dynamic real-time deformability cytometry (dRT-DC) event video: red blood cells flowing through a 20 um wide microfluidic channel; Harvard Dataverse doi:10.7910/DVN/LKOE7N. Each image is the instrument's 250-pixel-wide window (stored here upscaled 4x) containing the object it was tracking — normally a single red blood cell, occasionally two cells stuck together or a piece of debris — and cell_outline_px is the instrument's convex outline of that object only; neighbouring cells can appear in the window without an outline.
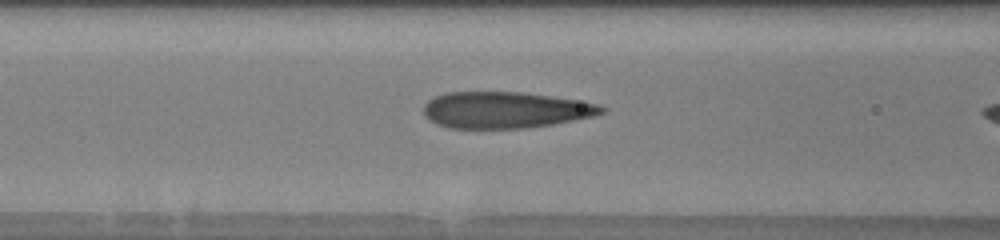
{"species": "human", "species_latin": "Homo sapiens", "temperature_condition": "warm", "stored_images_in_passage": 39, "camera_frame_rate_fps": 3000, "um_per_image_px": 0.085, "donor": {"sex": "male"}, "frame": {"image": 1, "passage_image": 19, "time_ms": 6.0, "image_size_px": [1000, 240], "cell_outline_px": [[604, 112], [592, 116], [552, 124], [524, 128], [448, 128], [436, 124], [428, 120], [424, 116], [424, 104], [428, 100], [436, 96], [448, 92], [520, 92], [576, 100], [600, 104], [604, 108]], "centroid_in_image_um": [42.88, 9.35], "position_along_channel_um": 123.7, "area_um2": 37.51}}
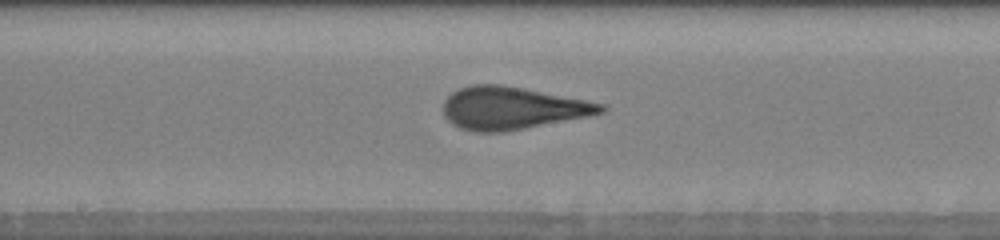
{"frame": {"image": 2, "passage_image": 25, "time_ms": 8.0, "image_size_px": [1000, 240], "cell_outline_px": [[608, 108], [604, 112], [588, 116], [524, 128], [500, 132], [476, 132], [460, 128], [452, 124], [444, 116], [444, 100], [452, 92], [460, 88], [472, 84], [504, 84], [604, 104]], "centroid_in_image_um": [43.5, 9.18], "position_along_channel_um": 204.7, "area_um2": 38.84}}
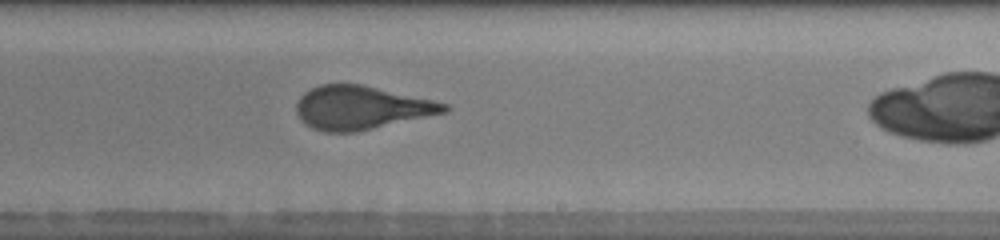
{"frame": {"image": 3, "passage_image": 29, "time_ms": 9.333, "image_size_px": [1000, 240], "cell_outline_px": [[452, 108], [448, 112], [356, 132], [324, 132], [312, 128], [304, 124], [296, 112], [296, 104], [300, 96], [304, 92], [320, 84], [360, 84], [432, 100], [448, 104]], "centroid_in_image_um": [30.69, 9.16], "position_along_channel_um": 258.3, "area_um2": 37.4}}